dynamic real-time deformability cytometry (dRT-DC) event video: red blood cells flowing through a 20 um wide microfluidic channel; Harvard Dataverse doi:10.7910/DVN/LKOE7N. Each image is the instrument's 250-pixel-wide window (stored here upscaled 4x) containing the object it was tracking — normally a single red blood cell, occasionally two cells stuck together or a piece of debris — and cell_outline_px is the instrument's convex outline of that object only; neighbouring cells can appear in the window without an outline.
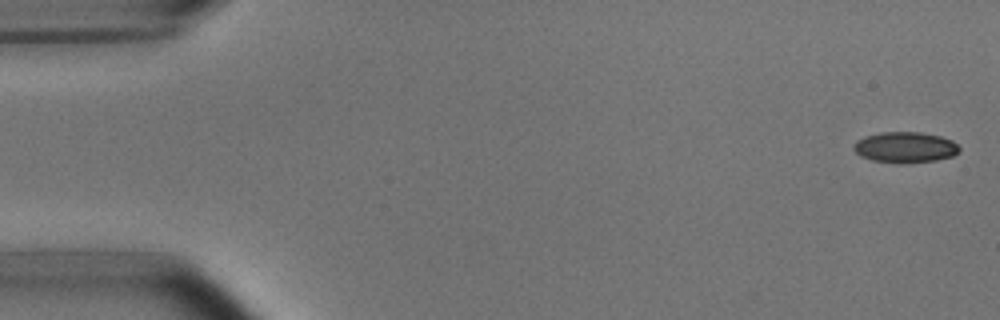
{"species": "common noctule bat (a hibernating species)", "species_latin": "Nyctalus noctula", "temperature_condition": "room temperature", "stored_images_in_passage": 5, "camera_frame_rate_fps": 3000, "um_per_image_px": 0.085, "animal": {"sex": "male", "body_mass_g": 15.6}, "frame": {"image": 1, "passage_image": 1, "time_ms": 0.0, "image_size_px": [1000, 320], "cell_outline_px": [[960, 152], [952, 156], [936, 160], [908, 164], [872, 160], [860, 156], [852, 148], [856, 140], [864, 136], [880, 132], [920, 132], [940, 136], [952, 140], [960, 148]], "centroid_in_image_um": [76.93, 12.52], "position_along_channel_um": 8.1, "area_um2": 19.13}}
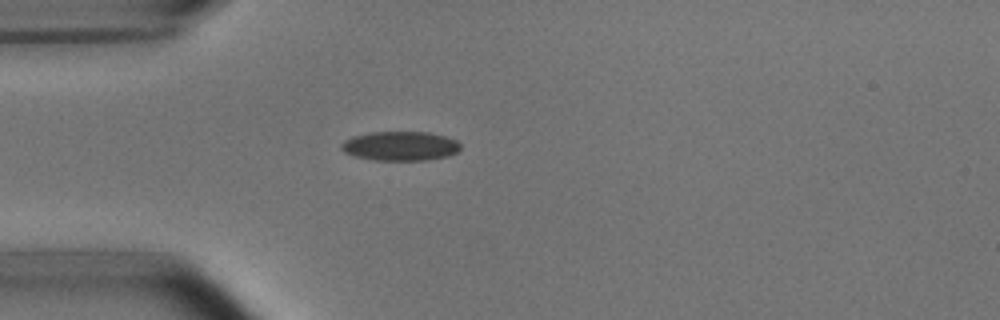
{"frame": {"image": 2, "passage_image": 5, "time_ms": 1.333, "image_size_px": [1000, 320], "cell_outline_px": [[460, 148], [456, 152], [448, 156], [424, 160], [372, 160], [356, 156], [344, 152], [340, 148], [340, 144], [344, 140], [352, 136], [372, 132], [428, 132], [444, 136], [456, 140], [460, 144]], "centroid_in_image_um": [33.99, 12.41], "position_along_channel_um": 51.0, "area_um2": 20.29}}